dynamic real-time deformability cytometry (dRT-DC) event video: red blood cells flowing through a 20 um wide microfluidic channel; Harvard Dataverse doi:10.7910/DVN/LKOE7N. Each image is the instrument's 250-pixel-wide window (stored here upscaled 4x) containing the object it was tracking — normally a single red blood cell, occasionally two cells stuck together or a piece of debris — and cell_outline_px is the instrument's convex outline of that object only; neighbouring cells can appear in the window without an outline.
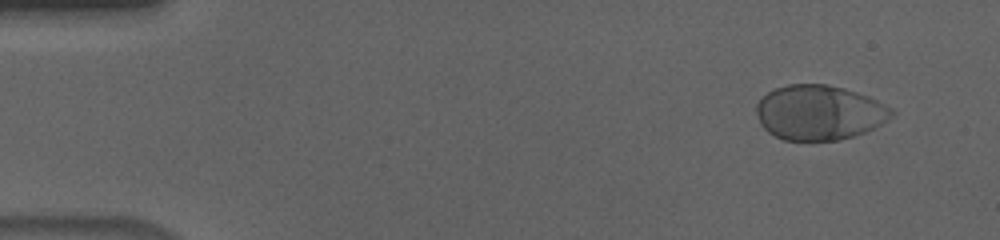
{"species": "human", "species_latin": "Homo sapiens", "temperature_condition": "cold", "stored_images_in_passage": 56, "camera_frame_rate_fps": 3000, "um_per_image_px": 0.085, "donor": {"sex": "male"}, "frame": {"image": 1, "passage_image": 4, "time_ms": 1.0, "image_size_px": [1000, 240], "cell_outline_px": [[896, 112], [888, 120], [864, 132], [840, 140], [784, 140], [768, 132], [760, 124], [756, 112], [756, 104], [768, 92], [776, 88], [788, 84], [824, 84], [844, 88], [868, 96], [892, 108]], "centroid_in_image_um": [69.63, 9.56], "position_along_channel_um": 15.4, "area_um2": 43.06}}
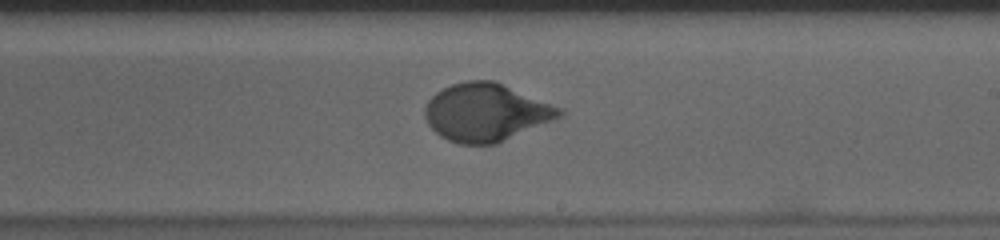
{"frame": {"image": 2, "passage_image": 33, "time_ms": 10.667, "image_size_px": [1000, 240], "cell_outline_px": [[564, 116], [496, 144], [460, 144], [448, 140], [440, 136], [428, 124], [424, 116], [424, 108], [428, 100], [436, 92], [452, 84], [468, 80], [496, 80], [564, 108]], "centroid_in_image_um": [41.35, 9.54], "position_along_channel_um": 247.6, "area_um2": 45.78}}
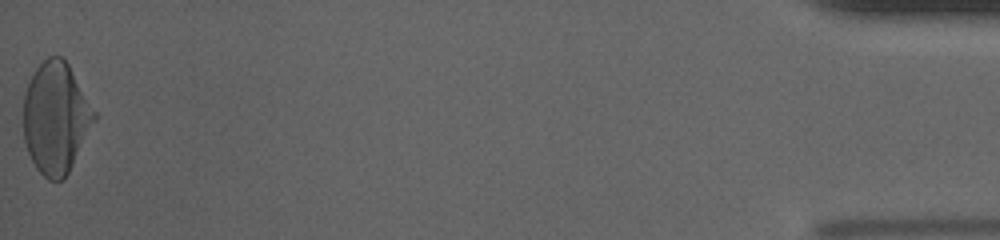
{"frame": {"image": 3, "passage_image": 56, "time_ms": 18.333, "image_size_px": [1000, 240], "cell_outline_px": [[96, 120], [64, 180], [48, 180], [36, 168], [28, 152], [24, 140], [24, 92], [32, 72], [48, 56], [60, 56], [68, 64], [96, 112]], "centroid_in_image_um": [4.74, 10.02], "position_along_channel_um": 430.5, "area_um2": 45.78}, "authors_computed_cell_mechanics": {"area_um2": 44.2459, "velocity_mm_per_s": 3.6143, "shape_relaxation_time_tau1_ms": 4.2135, "shape_relaxation_time_tau2_ms": null, "deformation_change_tau1": 0.1806, "deformation_change_tau2": null}}